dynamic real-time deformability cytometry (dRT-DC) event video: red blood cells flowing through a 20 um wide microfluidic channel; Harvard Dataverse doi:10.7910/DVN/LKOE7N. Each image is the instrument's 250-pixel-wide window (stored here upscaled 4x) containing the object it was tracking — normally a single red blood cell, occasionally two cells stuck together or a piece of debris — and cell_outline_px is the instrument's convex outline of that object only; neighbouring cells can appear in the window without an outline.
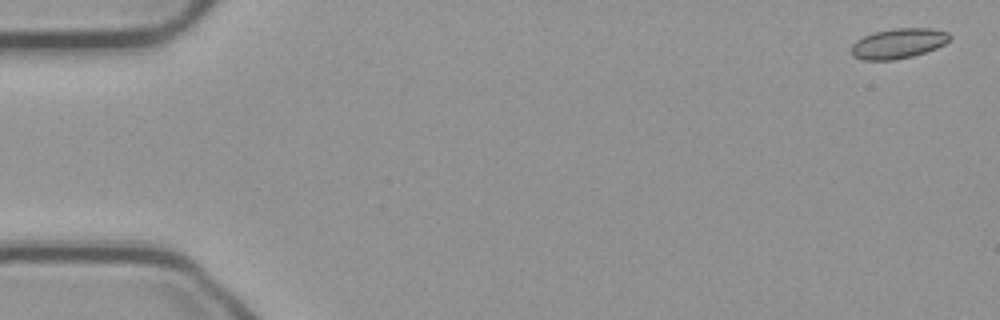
{"species": "common noctule bat (a hibernating species)", "species_latin": "Nyctalus noctula", "temperature_condition": "cold", "stored_images_in_passage": 15, "camera_frame_rate_fps": 3000, "um_per_image_px": 0.085, "animal": {"sex": "male", "body_mass_g": 23.1, "forearm_length_mm": 52.7}, "frame": {"image": 1, "passage_image": 2, "time_ms": 0.333, "image_size_px": [1000, 320], "cell_outline_px": [[952, 40], [936, 48], [912, 56], [892, 60], [864, 60], [852, 56], [852, 44], [856, 40], [864, 36], [876, 32], [896, 28], [932, 28], [948, 32], [952, 36]], "centroid_in_image_um": [76.39, 3.69], "position_along_channel_um": 8.6, "area_um2": 17.22}}